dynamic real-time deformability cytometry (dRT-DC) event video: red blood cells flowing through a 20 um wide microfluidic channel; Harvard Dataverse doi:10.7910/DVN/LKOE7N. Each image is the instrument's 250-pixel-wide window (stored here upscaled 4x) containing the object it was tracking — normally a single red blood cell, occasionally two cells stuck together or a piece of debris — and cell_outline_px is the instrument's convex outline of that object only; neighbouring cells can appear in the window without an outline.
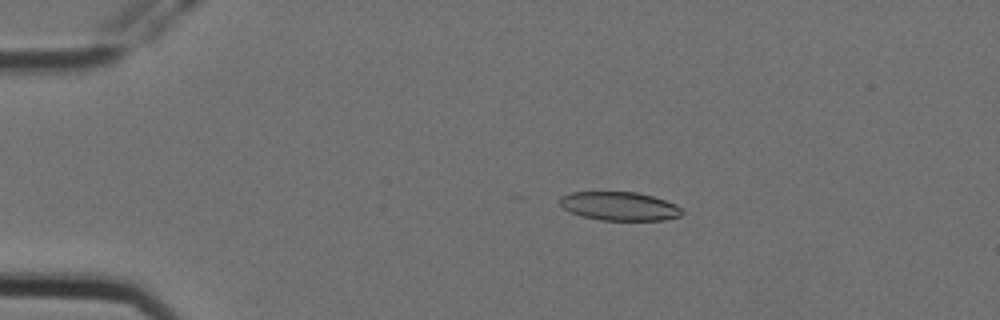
{"species": "Egyptian fruit bat (a non-hibernating species)", "species_latin": "Rousettus aegyptiacus", "temperature_condition": "cold", "stored_images_in_passage": 5, "camera_frame_rate_fps": 3000, "um_per_image_px": 0.085, "animal": {"sex": "female"}, "frame": {"image": 1, "passage_image": 4, "time_ms": 1.0, "image_size_px": [1000, 320], "cell_outline_px": [[684, 212], [680, 216], [664, 220], [600, 220], [584, 216], [572, 212], [564, 208], [560, 204], [560, 196], [572, 192], [636, 192], [652, 196], [676, 204]], "centroid_in_image_um": [52.67, 17.52], "position_along_channel_um": 32.3, "area_um2": 20.23}}